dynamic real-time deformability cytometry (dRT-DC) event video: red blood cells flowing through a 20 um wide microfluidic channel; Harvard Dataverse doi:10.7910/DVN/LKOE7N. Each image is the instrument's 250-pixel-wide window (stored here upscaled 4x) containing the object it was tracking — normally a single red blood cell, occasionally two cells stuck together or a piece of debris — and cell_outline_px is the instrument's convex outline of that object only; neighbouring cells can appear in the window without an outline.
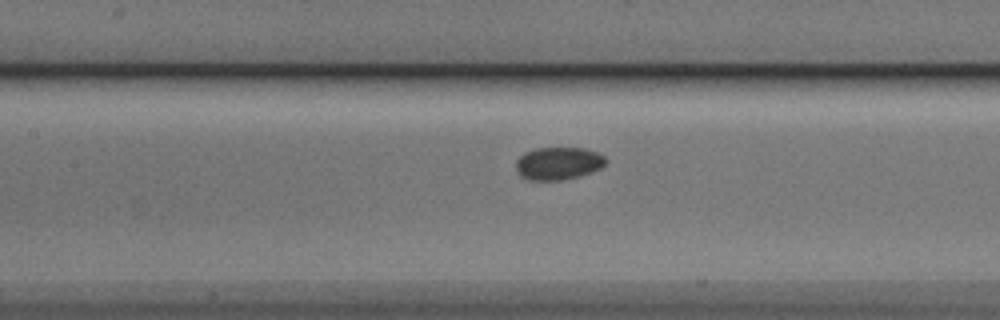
{"species": "Egyptian fruit bat (a non-hibernating species)", "species_latin": "Rousettus aegyptiacus", "temperature_condition": "cold", "stored_images_in_passage": 22, "camera_frame_rate_fps": 3000, "um_per_image_px": 0.085, "animal": {"sex": "male"}, "frame": {"image": 1, "passage_image": 10, "time_ms": 3.0, "image_size_px": [1000, 320], "cell_outline_px": [[608, 160], [600, 168], [576, 176], [560, 180], [528, 180], [520, 176], [516, 172], [516, 160], [524, 152], [536, 148], [584, 148], [596, 152], [604, 156]], "centroid_in_image_um": [47.4, 13.88], "position_along_channel_um": 160.0, "area_um2": 16.99}}
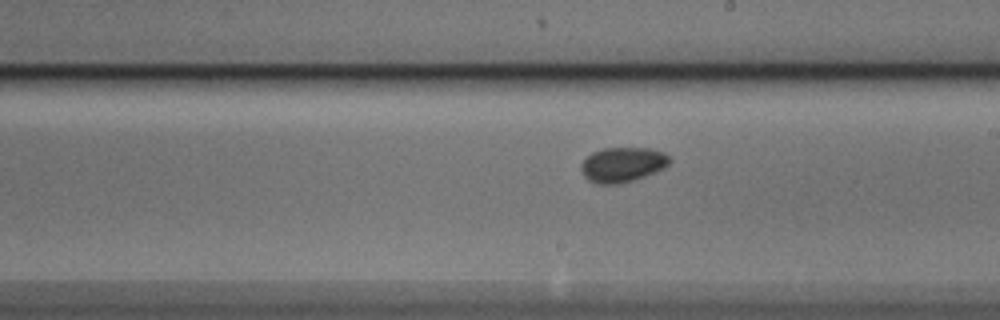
{"frame": {"image": 2, "passage_image": 16, "time_ms": 5.0, "image_size_px": [1000, 320], "cell_outline_px": [[672, 160], [664, 168], [636, 180], [620, 184], [596, 184], [588, 180], [584, 176], [580, 168], [580, 164], [592, 152], [604, 148], [648, 148], [664, 152]], "centroid_in_image_um": [52.91, 14.0], "position_along_channel_um": 236.1, "area_um2": 18.15}}
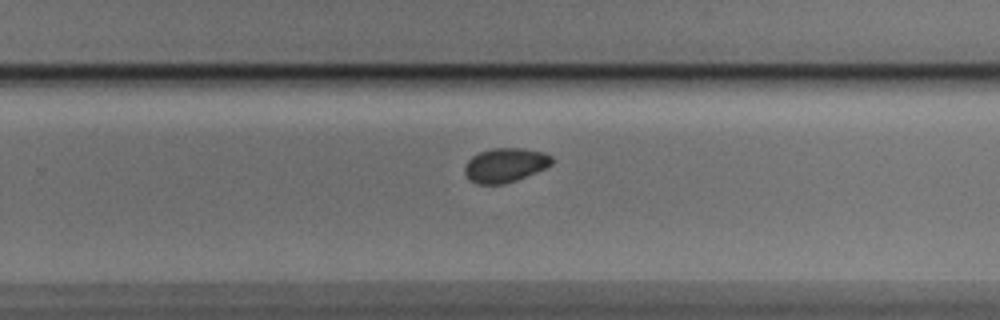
{"frame": {"image": 3, "passage_image": 20, "time_ms": 6.333, "image_size_px": [1000, 320], "cell_outline_px": [[552, 164], [544, 168], [516, 180], [500, 184], [476, 184], [468, 180], [464, 172], [464, 168], [468, 160], [472, 156], [480, 152], [492, 148], [524, 148], [544, 152], [552, 156]], "centroid_in_image_um": [42.91, 14.03], "position_along_channel_um": 286.9, "area_um2": 17.34}}